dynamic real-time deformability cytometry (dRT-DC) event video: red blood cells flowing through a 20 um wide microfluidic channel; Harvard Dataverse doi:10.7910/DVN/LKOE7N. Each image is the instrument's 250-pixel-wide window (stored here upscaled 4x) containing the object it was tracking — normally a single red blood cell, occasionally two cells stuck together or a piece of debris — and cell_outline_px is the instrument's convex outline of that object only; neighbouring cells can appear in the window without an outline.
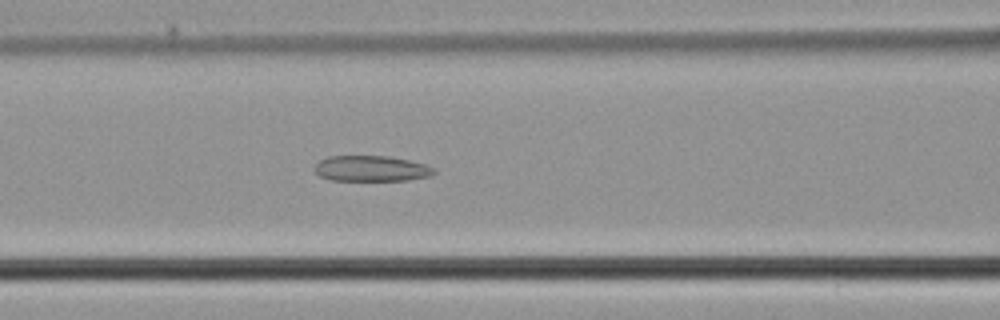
{"species": "common noctule bat (a hibernating species)", "species_latin": "Nyctalus noctula", "temperature_condition": "cold", "stored_images_in_passage": 43, "camera_frame_rate_fps": 3000, "um_per_image_px": 0.085, "animal": {"sex": "male", "body_mass_g": 21.5, "forearm_length_mm": 52.0}, "frame": {"image": 1, "passage_image": 21, "time_ms": 6.667, "image_size_px": [1000, 320], "cell_outline_px": [[436, 172], [432, 176], [408, 180], [332, 180], [320, 176], [316, 172], [316, 164], [320, 160], [328, 156], [388, 156], [428, 164], [436, 168]], "centroid_in_image_um": [31.63, 14.32], "position_along_channel_um": 135.0, "area_um2": 17.92}}
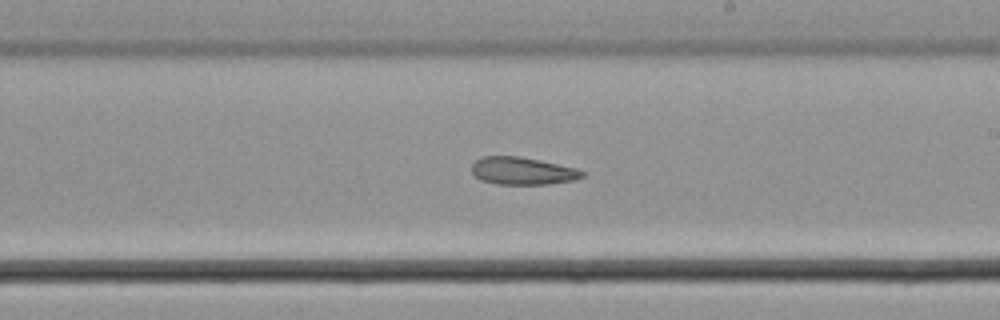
{"frame": {"image": 2, "passage_image": 29, "time_ms": 9.333, "image_size_px": [1000, 320], "cell_outline_px": [[584, 176], [572, 180], [548, 184], [496, 184], [480, 180], [472, 172], [472, 164], [476, 160], [484, 156], [520, 156], [540, 160], [576, 168], [584, 172]], "centroid_in_image_um": [44.39, 14.52], "position_along_channel_um": 244.6, "area_um2": 17.63}}
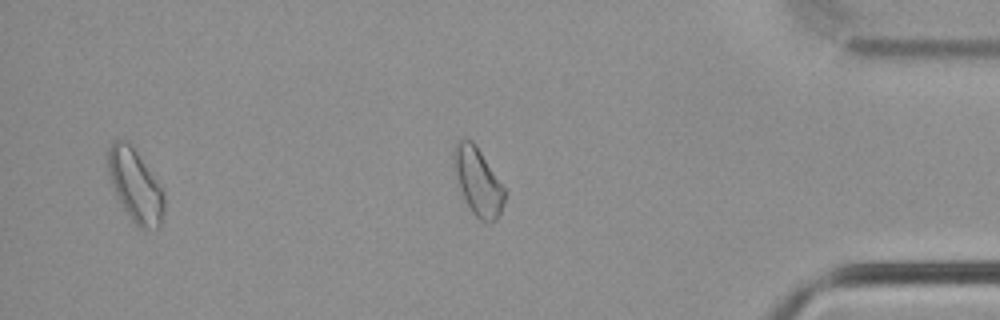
{"frame": {"image": 3, "passage_image": 42, "time_ms": 13.667, "image_size_px": [1000, 320], "cell_outline_px": [[164, 212], [160, 228], [140, 228], [128, 216], [116, 196], [108, 176], [108, 148], [112, 140], [124, 140], [136, 152], [164, 192]], "centroid_in_image_um": [11.48, 15.81], "position_along_channel_um": 423.7, "area_um2": 23.41}}